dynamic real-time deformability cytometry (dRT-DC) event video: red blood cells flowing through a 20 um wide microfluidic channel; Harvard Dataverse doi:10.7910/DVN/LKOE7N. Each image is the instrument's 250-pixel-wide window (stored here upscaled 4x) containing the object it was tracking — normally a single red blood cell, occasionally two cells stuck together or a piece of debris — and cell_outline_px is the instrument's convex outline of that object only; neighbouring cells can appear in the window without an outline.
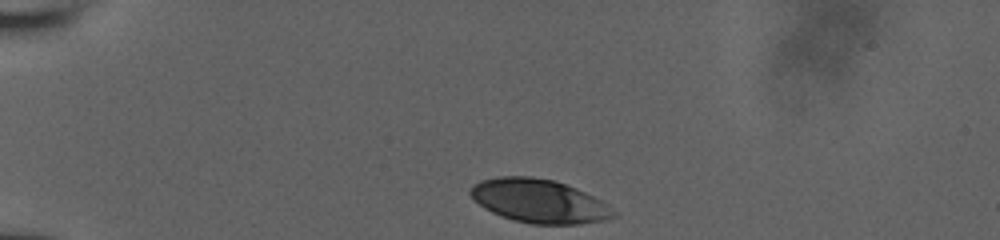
{"species": "human", "species_latin": "Homo sapiens", "temperature_condition": "room temperature", "stored_images_in_passage": 33, "camera_frame_rate_fps": 3000, "um_per_image_px": 0.085, "donor": {"sex": "male"}, "frame": {"image": 1, "passage_image": 1, "time_ms": 0.0, "image_size_px": [1000, 240], "cell_outline_px": [[616, 216], [608, 220], [580, 224], [532, 224], [512, 220], [492, 212], [484, 208], [468, 192], [468, 188], [472, 184], [480, 180], [500, 176], [532, 176], [552, 180], [576, 188], [608, 204], [616, 212]], "centroid_in_image_um": [45.82, 17.09], "position_along_channel_um": 39.2, "area_um2": 36.47}}
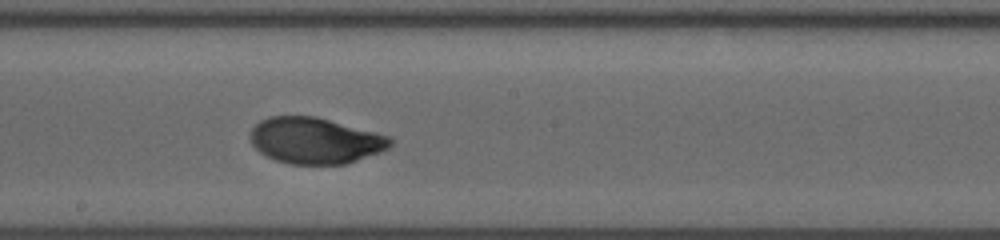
{"frame": {"image": 2, "passage_image": 19, "time_ms": 6.333, "image_size_px": [1000, 240], "cell_outline_px": [[392, 144], [388, 148], [380, 152], [348, 164], [288, 164], [276, 160], [260, 152], [252, 144], [252, 128], [260, 120], [268, 116], [316, 116], [388, 136], [392, 140]], "centroid_in_image_um": [26.79, 11.95], "position_along_channel_um": 221.4, "area_um2": 37.4}}
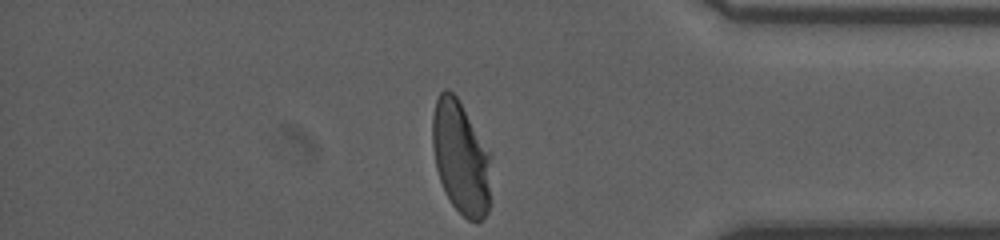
{"frame": {"image": 3, "passage_image": 33, "time_ms": 11.333, "image_size_px": [1000, 240], "cell_outline_px": [[492, 204], [488, 212], [476, 224], [468, 220], [452, 204], [440, 180], [436, 168], [432, 148], [432, 116], [436, 100], [440, 92], [444, 88], [448, 88], [456, 96], [492, 152]], "centroid_in_image_um": [39.24, 13.42], "position_along_channel_um": 396.0, "area_um2": 39.88}, "authors_computed_cell_mechanics": {"area_um2": 37.8012, "velocity_mm_per_s": 3.832, "shape_relaxation_time_tau1_ms": 3.8632, "shape_relaxation_time_tau2_ms": null, "deformation_change_tau1": 0.1599, "deformation_change_tau2": null}}